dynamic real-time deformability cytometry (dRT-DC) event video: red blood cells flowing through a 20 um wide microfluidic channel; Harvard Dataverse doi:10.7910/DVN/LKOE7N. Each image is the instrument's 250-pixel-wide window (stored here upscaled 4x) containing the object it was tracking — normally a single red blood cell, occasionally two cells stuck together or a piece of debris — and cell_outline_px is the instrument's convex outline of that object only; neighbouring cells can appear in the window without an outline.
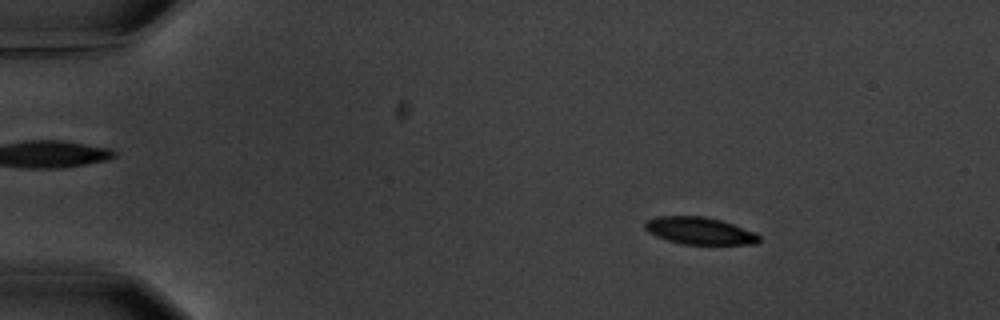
{"species": "common noctule bat (a hibernating species)", "species_latin": "Nyctalus noctula", "temperature_condition": "warm", "stored_images_in_passage": 5, "camera_frame_rate_fps": 3000, "um_per_image_px": 0.085, "animal": {"sex": "male", "body_mass_g": 20.1, "forearm_length_mm": 53.5}, "frame": {"image": 1, "passage_image": 2, "time_ms": 1.333, "image_size_px": [1000, 320], "cell_outline_px": [[760, 240], [756, 244], [680, 244], [656, 236], [648, 232], [644, 228], [644, 224], [648, 220], [656, 216], [704, 216], [720, 220], [756, 232], [760, 236]], "centroid_in_image_um": [59.46, 19.62], "position_along_channel_um": 25.5, "area_um2": 18.09}}
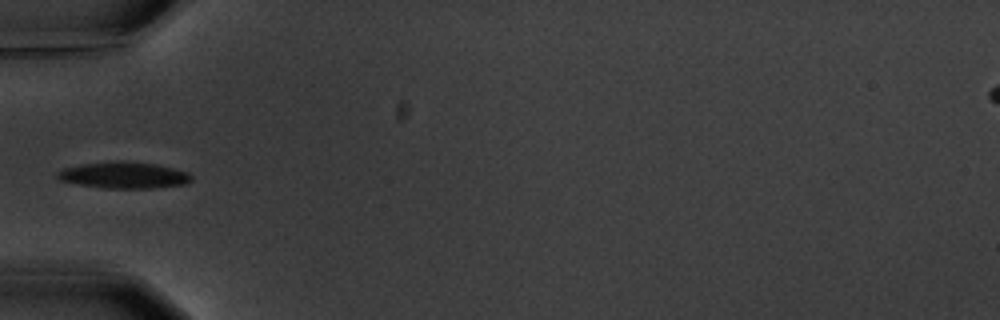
{"frame": {"image": 2, "passage_image": 5, "time_ms": 5.0, "image_size_px": [1000, 320], "cell_outline_px": [[192, 180], [188, 184], [152, 188], [104, 188], [80, 184], [60, 180], [56, 176], [56, 172], [64, 168], [80, 164], [120, 160], [156, 164], [188, 172], [192, 176]], "centroid_in_image_um": [10.55, 14.88], "position_along_channel_um": 74.5, "area_um2": 20.69}}